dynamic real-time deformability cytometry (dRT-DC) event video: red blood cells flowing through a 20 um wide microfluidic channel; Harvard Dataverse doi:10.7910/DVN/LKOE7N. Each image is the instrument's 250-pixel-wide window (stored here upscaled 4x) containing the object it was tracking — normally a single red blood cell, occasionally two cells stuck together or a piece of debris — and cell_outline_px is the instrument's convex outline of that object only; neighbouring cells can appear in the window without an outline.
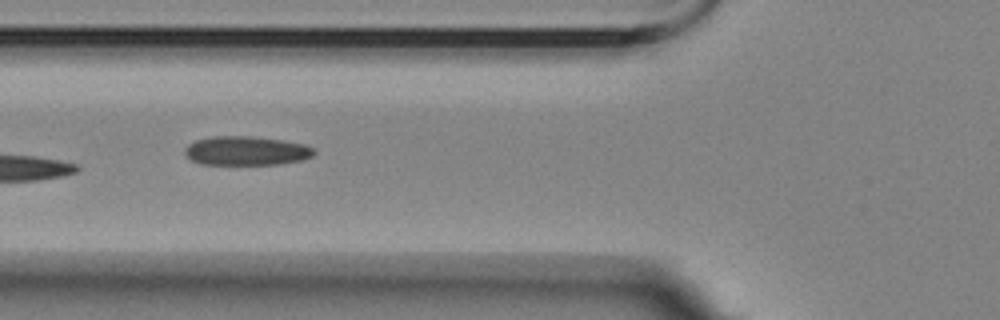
{"species": "Egyptian fruit bat (a non-hibernating species)", "species_latin": "Rousettus aegyptiacus", "temperature_condition": "room temperature", "stored_images_in_passage": 8, "camera_frame_rate_fps": 3000, "um_per_image_px": 0.085, "animal": {"sex": "female"}, "frame": {"image": 1, "passage_image": 6, "time_ms": 6.333, "image_size_px": [1000, 320], "cell_outline_px": [[316, 152], [312, 156], [300, 160], [280, 164], [200, 164], [192, 160], [184, 152], [188, 144], [196, 140], [212, 136], [252, 136], [280, 140], [304, 144], [312, 148]], "centroid_in_image_um": [20.92, 12.81], "position_along_channel_um": 104.9, "area_um2": 21.68}}
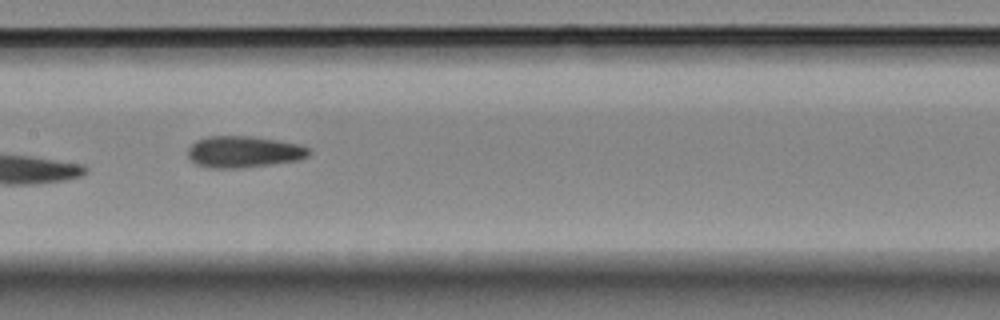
{"frame": {"image": 2, "passage_image": 8, "time_ms": 8.667, "image_size_px": [1000, 320], "cell_outline_px": [[312, 152], [308, 156], [300, 160], [244, 168], [212, 168], [196, 164], [188, 156], [188, 148], [196, 140], [208, 136], [252, 136], [300, 144], [308, 148]], "centroid_in_image_um": [20.74, 12.91], "position_along_channel_um": 186.7, "area_um2": 22.37}}